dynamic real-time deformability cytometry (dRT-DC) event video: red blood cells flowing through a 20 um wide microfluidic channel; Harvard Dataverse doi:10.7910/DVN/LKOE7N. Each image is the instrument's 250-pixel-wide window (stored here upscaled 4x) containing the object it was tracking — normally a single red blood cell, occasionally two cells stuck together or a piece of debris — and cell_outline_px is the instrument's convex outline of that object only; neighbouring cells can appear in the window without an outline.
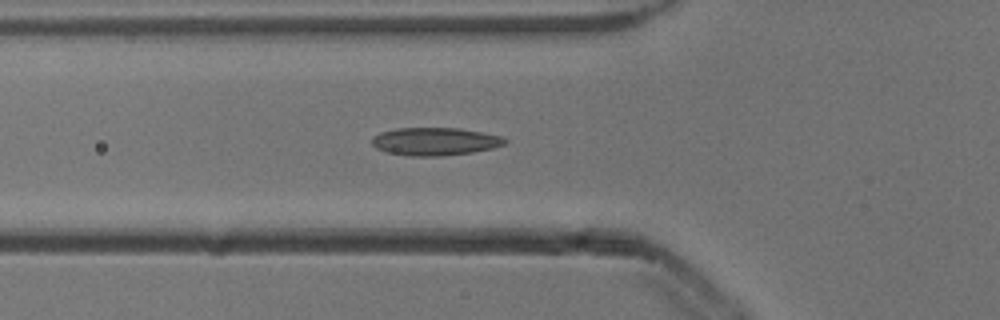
{"species": "common noctule bat (a hibernating species)", "species_latin": "Nyctalus noctula", "temperature_condition": "cold", "stored_images_in_passage": 5, "camera_frame_rate_fps": 3000, "um_per_image_px": 0.085, "animal": {"sex": "male", "body_mass_g": 13.3}, "frame": {"image": 1, "passage_image": 4, "time_ms": 1.0, "image_size_px": [1000, 320], "cell_outline_px": [[508, 140], [504, 144], [492, 148], [472, 152], [440, 156], [408, 156], [388, 152], [376, 148], [372, 144], [372, 136], [380, 132], [396, 128], [460, 128], [500, 136]], "centroid_in_image_um": [36.93, 12.02], "position_along_channel_um": 88.9, "area_um2": 21.5}}